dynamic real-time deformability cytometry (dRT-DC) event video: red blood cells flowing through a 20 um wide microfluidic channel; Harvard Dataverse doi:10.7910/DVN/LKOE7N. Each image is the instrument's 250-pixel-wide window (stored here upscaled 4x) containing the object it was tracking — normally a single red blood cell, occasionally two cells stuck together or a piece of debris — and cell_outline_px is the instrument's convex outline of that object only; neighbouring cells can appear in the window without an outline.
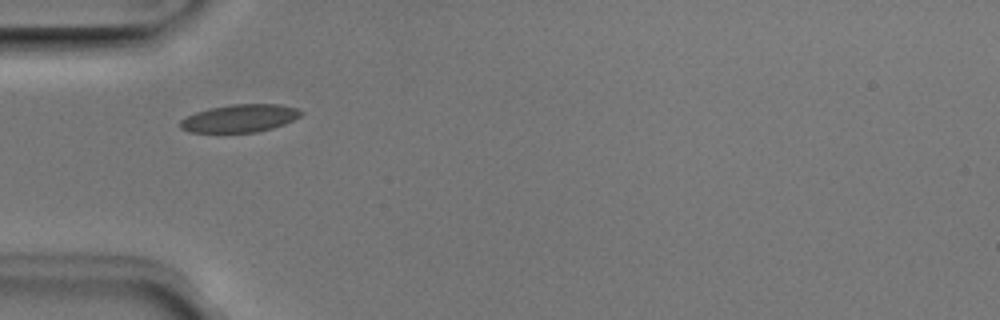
{"species": "Egyptian fruit bat (a non-hibernating species)", "species_latin": "Rousettus aegyptiacus", "temperature_condition": "room temperature", "stored_images_in_passage": 1, "camera_frame_rate_fps": 3000, "um_per_image_px": 0.085, "animal": {"sex": "male"}, "frame": {"image": 1, "passage_image": 1, "time_ms": 0.0, "image_size_px": [1000, 320], "cell_outline_px": [[304, 112], [300, 116], [284, 124], [272, 128], [256, 132], [188, 132], [180, 128], [180, 120], [196, 112], [208, 108], [232, 104], [280, 104], [296, 108]], "centroid_in_image_um": [20.37, 10.05], "position_along_channel_um": 64.6, "area_um2": 19.48}}